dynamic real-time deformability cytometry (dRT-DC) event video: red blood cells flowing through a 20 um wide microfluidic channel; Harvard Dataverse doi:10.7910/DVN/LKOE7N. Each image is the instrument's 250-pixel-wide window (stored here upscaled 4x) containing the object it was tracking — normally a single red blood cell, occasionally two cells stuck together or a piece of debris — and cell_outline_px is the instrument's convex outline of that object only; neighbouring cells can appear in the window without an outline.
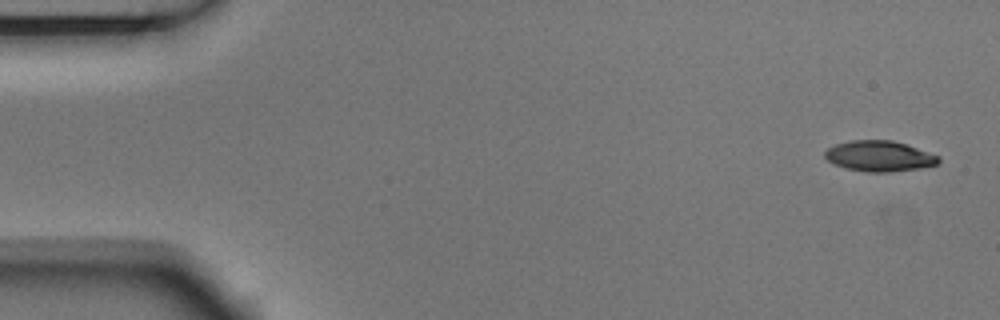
{"species": "Egyptian fruit bat (a non-hibernating species)", "species_latin": "Rousettus aegyptiacus", "temperature_condition": "room temperature", "stored_images_in_passage": 4, "camera_frame_rate_fps": 3000, "um_per_image_px": 0.085, "animal": {"sex": "male"}, "frame": {"image": 1, "passage_image": 1, "time_ms": 0.0, "image_size_px": [1000, 320], "cell_outline_px": [[940, 160], [936, 164], [920, 168], [888, 172], [868, 172], [848, 168], [836, 164], [828, 160], [824, 156], [824, 152], [828, 148], [836, 144], [852, 140], [892, 140], [940, 156]], "centroid_in_image_um": [74.74, 13.26], "position_along_channel_um": 10.3, "area_um2": 19.94}}
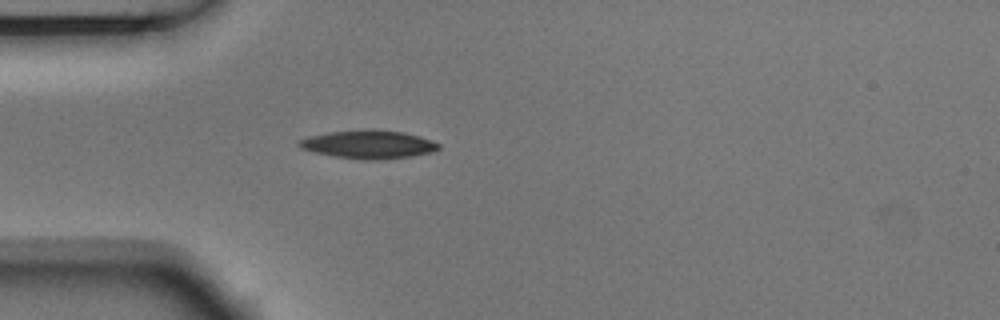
{"frame": {"image": 2, "passage_image": 4, "time_ms": 1.0, "image_size_px": [1000, 320], "cell_outline_px": [[440, 148], [432, 152], [408, 156], [372, 160], [364, 160], [336, 156], [316, 152], [300, 148], [296, 144], [300, 140], [308, 136], [328, 132], [372, 128], [404, 132], [420, 136], [432, 140], [440, 144]], "centroid_in_image_um": [31.33, 12.25], "position_along_channel_um": 53.7, "area_um2": 23.0}}